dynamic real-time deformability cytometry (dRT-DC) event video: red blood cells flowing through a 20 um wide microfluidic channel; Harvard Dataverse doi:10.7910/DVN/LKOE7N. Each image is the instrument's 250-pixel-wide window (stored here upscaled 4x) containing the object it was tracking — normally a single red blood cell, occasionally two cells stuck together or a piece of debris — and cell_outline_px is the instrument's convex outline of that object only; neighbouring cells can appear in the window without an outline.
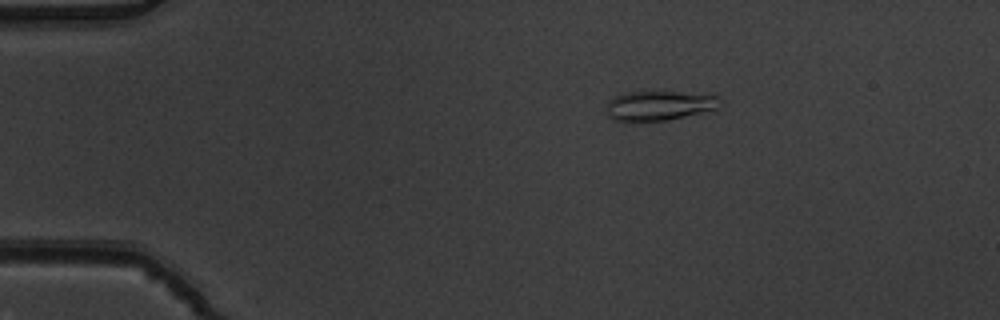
{"species": "common noctule bat (a hibernating species)", "species_latin": "Nyctalus noctula", "temperature_condition": "warm", "stored_images_in_passage": 5, "camera_frame_rate_fps": 3000, "um_per_image_px": 0.085, "animal": {"sex": "male", "body_mass_g": 19.5, "forearm_length_mm": 54.6}, "frame": {"image": 1, "passage_image": 3, "time_ms": 0.667, "image_size_px": [1000, 320], "cell_outline_px": [[724, 104], [716, 108], [664, 120], [612, 120], [608, 116], [608, 100], [624, 92], [676, 92], [716, 96]], "centroid_in_image_um": [56.0, 8.96], "position_along_channel_um": 29.0, "area_um2": 18.84}}
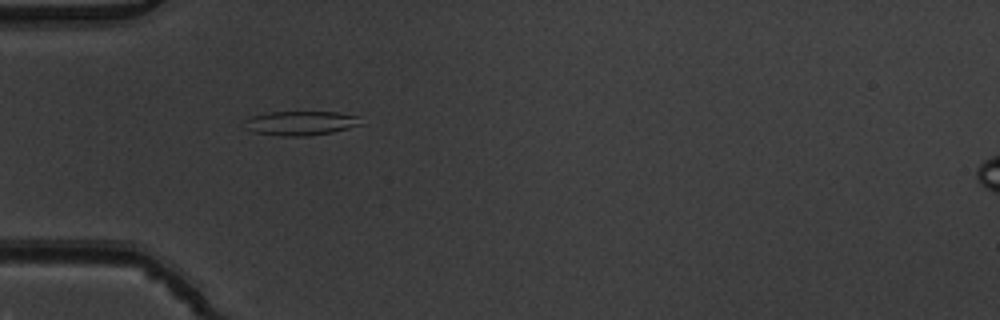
{"frame": {"image": 2, "passage_image": 5, "time_ms": 1.333, "image_size_px": [1000, 320], "cell_outline_px": [[360, 124], [348, 128], [332, 132], [308, 136], [284, 136], [252, 132], [244, 120], [252, 116], [272, 112], [336, 112], [360, 116]], "centroid_in_image_um": [25.59, 10.46], "position_along_channel_um": 59.4, "area_um2": 16.18}}